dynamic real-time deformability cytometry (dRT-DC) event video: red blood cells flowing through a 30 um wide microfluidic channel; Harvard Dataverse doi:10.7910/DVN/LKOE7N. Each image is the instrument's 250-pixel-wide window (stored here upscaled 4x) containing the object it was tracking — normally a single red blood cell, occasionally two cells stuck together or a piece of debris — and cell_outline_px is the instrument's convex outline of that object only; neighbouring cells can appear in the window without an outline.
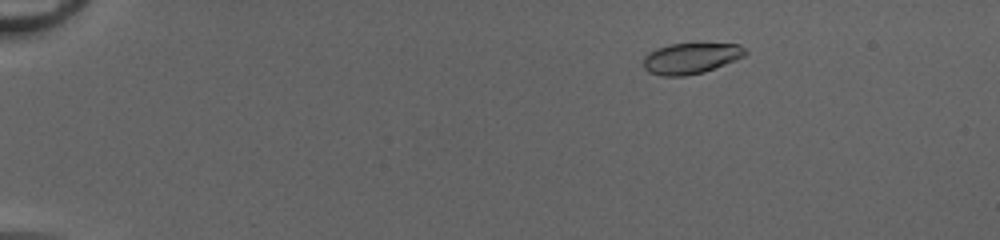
{"species": "common noctule bat (a hibernating species)", "species_latin": "Nyctalus noctula", "temperature_condition": "cold", "stored_images_in_passage": 52, "camera_frame_rate_fps": 3000, "um_per_image_px": 0.085, "animal": {"sex": "female", "body_mass_g": 20.0, "forearm_length_mm": 54.0}, "frame": {"image": 1, "passage_image": 10, "time_ms": 3.0, "image_size_px": [1000, 240], "cell_outline_px": [[748, 52], [744, 56], [736, 60], [704, 72], [684, 76], [664, 76], [648, 72], [644, 68], [644, 56], [648, 52], [656, 48], [672, 44], [740, 44]], "centroid_in_image_um": [58.71, 4.96], "position_along_channel_um": 26.3, "area_um2": 18.26}}
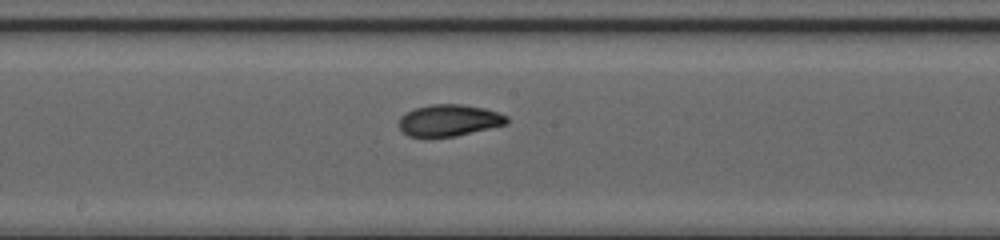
{"frame": {"image": 2, "passage_image": 31, "time_ms": 10.0, "image_size_px": [1000, 240], "cell_outline_px": [[508, 124], [456, 136], [408, 136], [400, 128], [400, 116], [416, 108], [432, 104], [460, 104], [484, 108], [508, 116]], "centroid_in_image_um": [38.21, 10.22], "position_along_channel_um": 210.0, "area_um2": 19.59}}
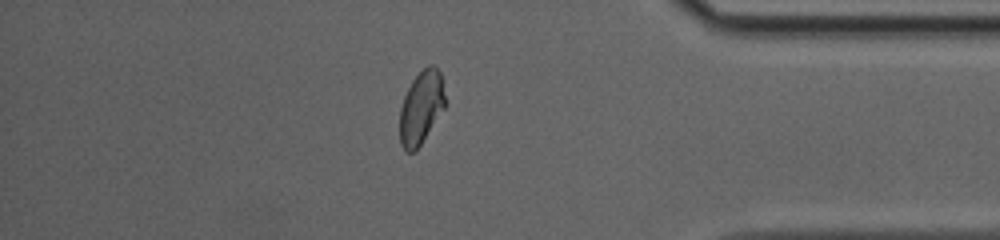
{"frame": {"image": 3, "passage_image": 46, "time_ms": 15.0, "image_size_px": [1000, 240], "cell_outline_px": [[444, 108], [416, 152], [408, 152], [400, 144], [400, 108], [404, 96], [412, 80], [428, 64], [432, 64], [440, 72], [444, 96]], "centroid_in_image_um": [35.78, 9.16], "position_along_channel_um": 399.4, "area_um2": 19.07}, "authors_computed_cell_mechanics": {"area_um2": 19.5942, "velocity_mm_per_s": 4.2026, "shape_relaxation_time_tau1_ms": 4.5767, "shape_relaxation_time_tau2_ms": 1.3165, "deformation_change_tau1": 0.1689, "deformation_change_tau2": 0.0521}}